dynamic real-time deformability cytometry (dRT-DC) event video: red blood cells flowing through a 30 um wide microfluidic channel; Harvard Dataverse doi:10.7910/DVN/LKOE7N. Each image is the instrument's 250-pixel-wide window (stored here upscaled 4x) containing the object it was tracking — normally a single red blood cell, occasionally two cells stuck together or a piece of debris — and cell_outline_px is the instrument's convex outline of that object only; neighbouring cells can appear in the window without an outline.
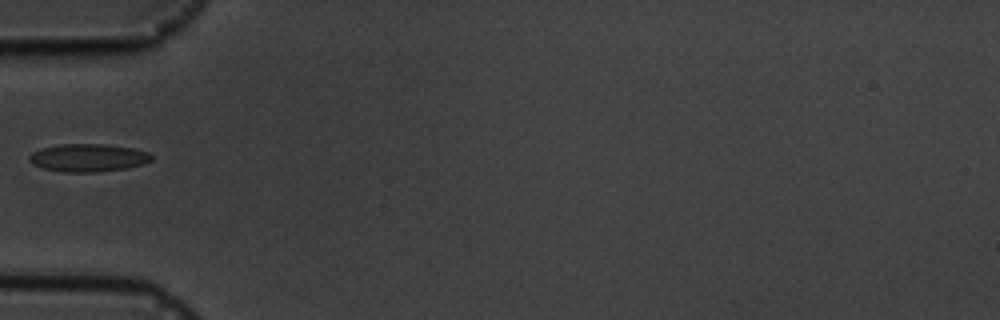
{"species": "common noctule bat (a hibernating species)", "species_latin": "Nyctalus noctula", "temperature_condition": "cold", "stored_images_in_passage": 1, "camera_frame_rate_fps": 3000, "um_per_image_px": 0.085, "animal": {"sex": "male", "body_mass_g": 19.5, "forearm_length_mm": 54.6}, "frame": {"image": 1, "passage_image": 1, "time_ms": 0.0, "image_size_px": [1000, 320], "cell_outline_px": [[152, 160], [140, 164], [124, 168], [96, 172], [64, 172], [44, 168], [32, 164], [28, 160], [28, 156], [32, 152], [40, 148], [60, 144], [104, 144], [132, 148], [148, 152], [152, 156]], "centroid_in_image_um": [7.44, 13.4], "position_along_channel_um": 77.6, "area_um2": 19.71}}